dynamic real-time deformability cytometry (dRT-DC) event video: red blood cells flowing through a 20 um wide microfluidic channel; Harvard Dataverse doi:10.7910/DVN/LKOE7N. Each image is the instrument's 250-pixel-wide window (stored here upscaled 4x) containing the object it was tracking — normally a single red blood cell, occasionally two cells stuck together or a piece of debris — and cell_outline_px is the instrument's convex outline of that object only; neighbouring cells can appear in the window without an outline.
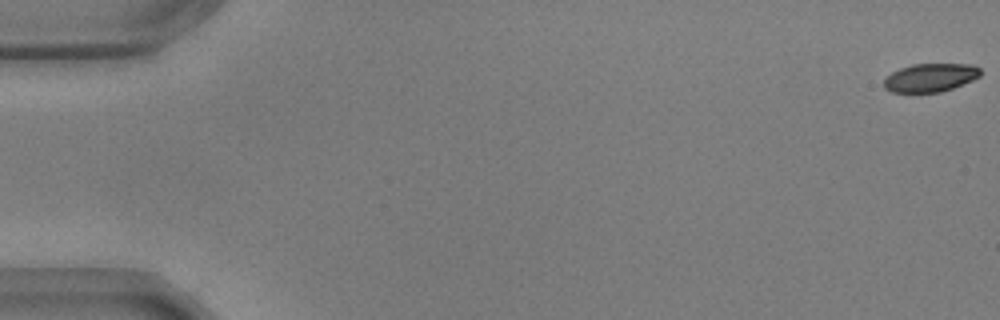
{"species": "common noctule bat (a hibernating species)", "species_latin": "Nyctalus noctula", "temperature_condition": "warm", "stored_images_in_passage": 56, "camera_frame_rate_fps": 3000, "um_per_image_px": 0.085, "animal": {"sex": "male", "body_mass_g": 17.9, "forearm_length_mm": 54.2}, "frame": {"image": 1, "passage_image": 1, "time_ms": 0.0, "image_size_px": [1000, 320], "cell_outline_px": [[980, 76], [972, 80], [952, 88], [940, 92], [892, 92], [884, 88], [884, 80], [892, 72], [900, 68], [912, 64], [972, 64], [980, 68]], "centroid_in_image_um": [79.08, 6.59], "position_along_channel_um": 5.9, "area_um2": 15.84}}
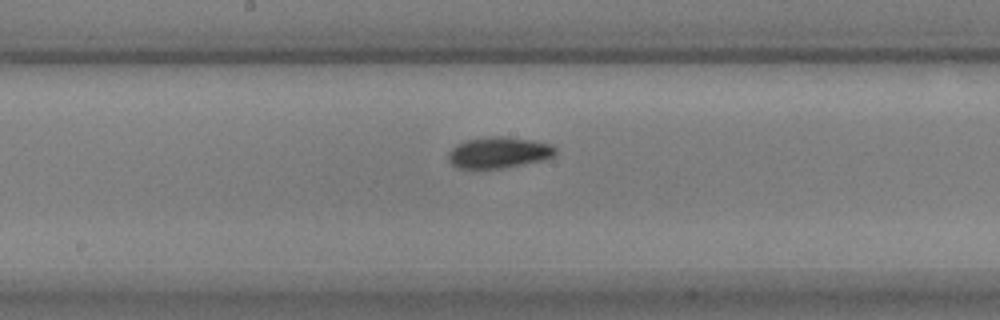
{"frame": {"image": 2, "passage_image": 31, "time_ms": 10.0, "image_size_px": [1000, 320], "cell_outline_px": [[556, 152], [552, 156], [544, 160], [504, 168], [472, 172], [456, 168], [448, 160], [448, 152], [456, 144], [464, 140], [496, 136], [508, 136], [532, 140], [552, 144], [556, 148]], "centroid_in_image_um": [42.33, 13.01], "position_along_channel_um": 205.9, "area_um2": 20.29}}
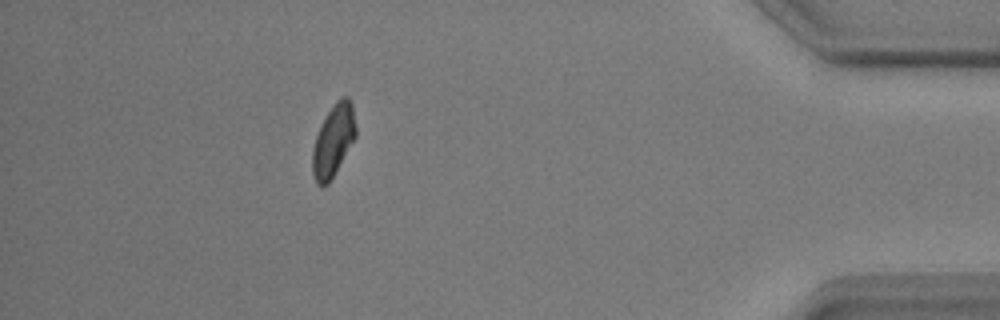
{"frame": {"image": 3, "passage_image": 52, "time_ms": 17.0, "image_size_px": [1000, 320], "cell_outline_px": [[356, 136], [328, 184], [316, 184], [312, 172], [312, 148], [316, 136], [328, 112], [336, 100], [344, 96], [348, 96], [352, 104], [356, 128]], "centroid_in_image_um": [28.33, 11.93], "position_along_channel_um": 406.9, "area_um2": 17.8}, "authors_computed_cell_mechanics": {"area_um2": 18.3804, "velocity_mm_per_s": 3.5594, "shape_relaxation_time_tau1_ms": 3.8662, "shape_relaxation_time_tau2_ms": 7.3463, "deformation_change_tau1": 0.1184, "deformation_change_tau2": 0.1058}}